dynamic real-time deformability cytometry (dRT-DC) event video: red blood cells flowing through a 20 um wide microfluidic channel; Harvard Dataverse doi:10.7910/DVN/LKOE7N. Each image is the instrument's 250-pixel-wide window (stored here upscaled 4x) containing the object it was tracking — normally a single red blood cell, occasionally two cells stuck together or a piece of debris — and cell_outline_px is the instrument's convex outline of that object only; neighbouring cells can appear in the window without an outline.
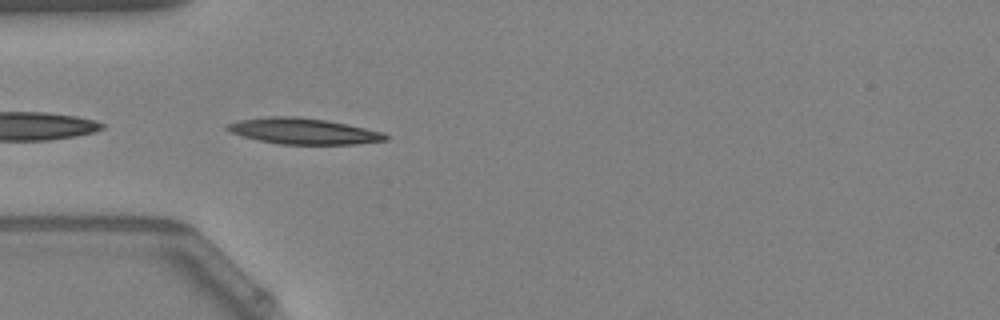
{"species": "Egyptian fruit bat (a non-hibernating species)", "species_latin": "Rousettus aegyptiacus", "temperature_condition": "warm", "stored_images_in_passage": 23, "camera_frame_rate_fps": 3000, "um_per_image_px": 0.085, "animal": {"sex": "female"}, "frame": {"image": 1, "passage_image": 1, "time_ms": 0.0, "image_size_px": [1000, 320], "cell_outline_px": [[388, 140], [356, 144], [280, 144], [260, 140], [244, 136], [232, 132], [224, 128], [228, 124], [240, 120], [268, 116], [296, 116], [324, 120], [384, 132], [388, 136]], "centroid_in_image_um": [25.81, 11.15], "position_along_channel_um": 59.2, "area_um2": 23.58}}
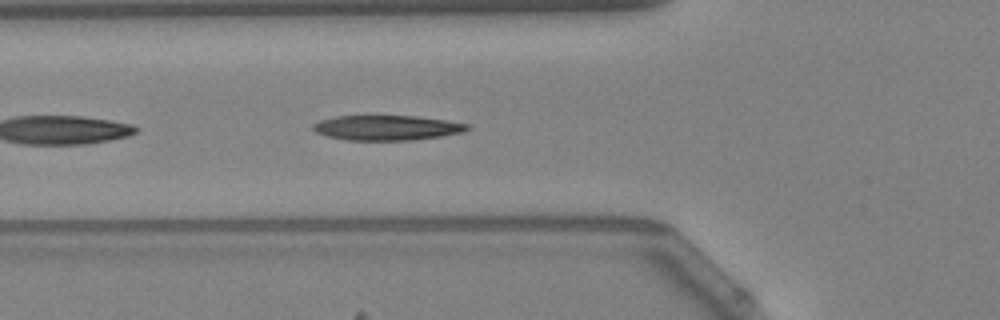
{"frame": {"image": 2, "passage_image": 4, "time_ms": 1.0, "image_size_px": [1000, 320], "cell_outline_px": [[472, 128], [464, 132], [440, 136], [412, 140], [348, 140], [328, 136], [316, 132], [312, 128], [312, 124], [320, 120], [336, 116], [368, 112], [416, 116], [444, 120], [468, 124]], "centroid_in_image_um": [32.83, 10.8], "position_along_channel_um": 93.0, "area_um2": 23.47}}